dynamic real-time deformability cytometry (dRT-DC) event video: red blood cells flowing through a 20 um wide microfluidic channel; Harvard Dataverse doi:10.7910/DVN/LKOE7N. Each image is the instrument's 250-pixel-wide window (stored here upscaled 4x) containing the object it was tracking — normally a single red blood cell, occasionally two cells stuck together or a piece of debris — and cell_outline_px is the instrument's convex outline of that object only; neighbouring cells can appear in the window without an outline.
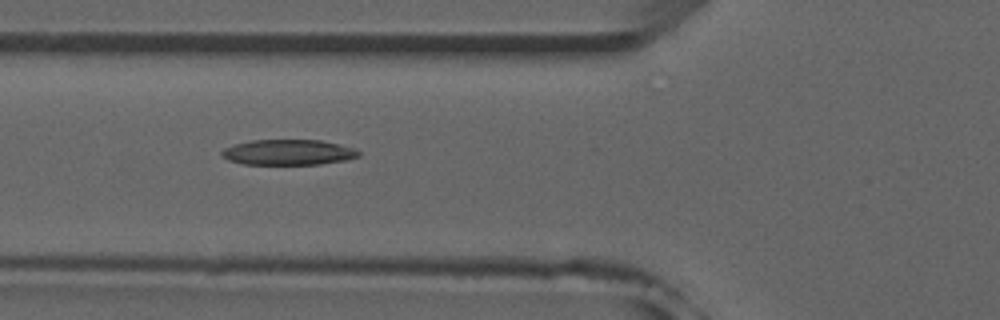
{"species": "common noctule bat (a hibernating species)", "species_latin": "Nyctalus noctula", "temperature_condition": "room temperature", "stored_images_in_passage": 27, "camera_frame_rate_fps": 3000, "um_per_image_px": 0.085, "animal": {"sex": "male", "forearm_length_mm": 52.5}, "frame": {"image": 1, "passage_image": 19, "time_ms": 6.0, "image_size_px": [1000, 320], "cell_outline_px": [[360, 156], [344, 160], [320, 164], [244, 164], [228, 160], [220, 152], [224, 148], [236, 144], [252, 140], [320, 140], [340, 144], [356, 148], [360, 152]], "centroid_in_image_um": [24.54, 12.94], "position_along_channel_um": 101.3, "area_um2": 20.23}}
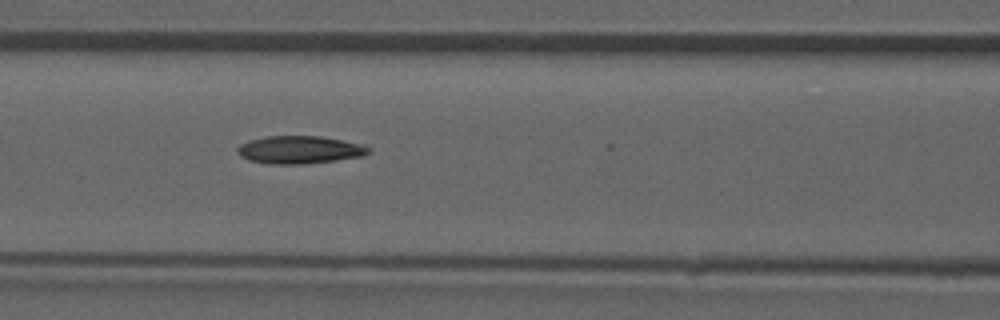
{"frame": {"image": 2, "passage_image": 22, "time_ms": 7.0, "image_size_px": [1000, 320], "cell_outline_px": [[372, 148], [364, 156], [336, 160], [304, 164], [268, 164], [248, 160], [240, 156], [236, 152], [236, 148], [240, 144], [248, 140], [264, 136], [320, 136], [368, 144]], "centroid_in_image_um": [25.48, 12.72], "position_along_channel_um": 141.1, "area_um2": 21.68}}